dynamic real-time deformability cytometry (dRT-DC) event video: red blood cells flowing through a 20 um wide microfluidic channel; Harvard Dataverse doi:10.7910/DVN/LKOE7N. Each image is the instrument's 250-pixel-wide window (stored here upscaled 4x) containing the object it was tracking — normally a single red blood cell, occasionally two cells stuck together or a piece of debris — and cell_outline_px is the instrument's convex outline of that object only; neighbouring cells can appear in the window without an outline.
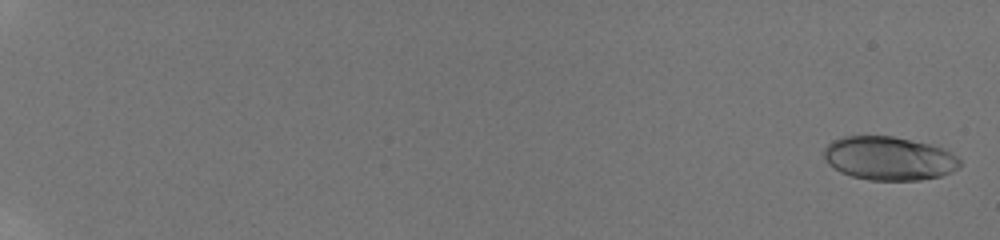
{"species": "human", "species_latin": "Homo sapiens", "temperature_condition": "room temperature", "stored_images_in_passage": 24, "camera_frame_rate_fps": 3000, "um_per_image_px": 0.085, "donor": {"sex": "male"}, "frame": {"image": 1, "passage_image": 1, "time_ms": 0.0, "image_size_px": [1000, 240], "cell_outline_px": [[960, 168], [952, 172], [940, 176], [920, 180], [868, 180], [852, 176], [840, 172], [832, 168], [828, 164], [824, 156], [824, 148], [832, 140], [844, 136], [892, 136], [928, 144], [944, 148], [956, 156], [960, 160]], "centroid_in_image_um": [75.55, 13.47], "position_along_channel_um": 9.4, "area_um2": 34.68}}
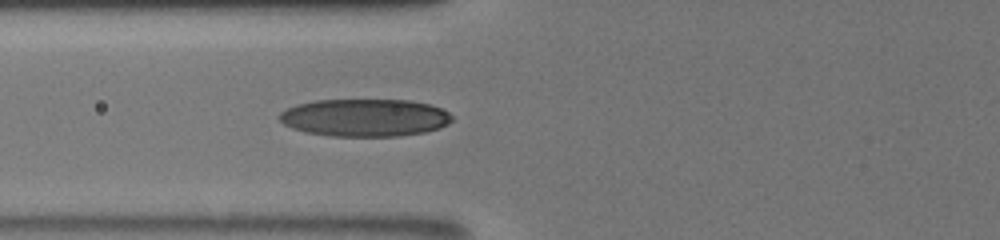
{"frame": {"image": 2, "passage_image": 21, "time_ms": 8.333, "image_size_px": [1000, 240], "cell_outline_px": [[452, 120], [448, 124], [440, 128], [424, 132], [396, 136], [332, 136], [304, 132], [292, 128], [284, 124], [276, 116], [280, 112], [296, 104], [316, 100], [412, 100], [432, 104], [448, 112], [452, 116]], "centroid_in_image_um": [31.0, 9.99], "position_along_channel_um": 94.8, "area_um2": 38.03}}
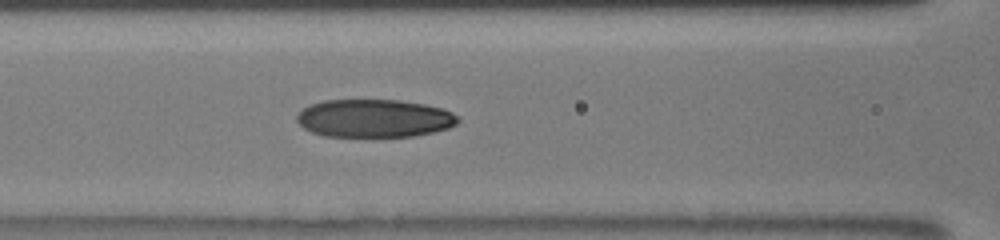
{"frame": {"image": 3, "passage_image": 24, "time_ms": 9.333, "image_size_px": [1000, 240], "cell_outline_px": [[460, 120], [456, 124], [448, 128], [416, 136], [324, 136], [312, 132], [304, 128], [296, 120], [296, 116], [304, 108], [312, 104], [324, 100], [400, 100], [424, 104], [440, 108], [452, 112]], "centroid_in_image_um": [31.81, 10.05], "position_along_channel_um": 134.8, "area_um2": 35.49}}